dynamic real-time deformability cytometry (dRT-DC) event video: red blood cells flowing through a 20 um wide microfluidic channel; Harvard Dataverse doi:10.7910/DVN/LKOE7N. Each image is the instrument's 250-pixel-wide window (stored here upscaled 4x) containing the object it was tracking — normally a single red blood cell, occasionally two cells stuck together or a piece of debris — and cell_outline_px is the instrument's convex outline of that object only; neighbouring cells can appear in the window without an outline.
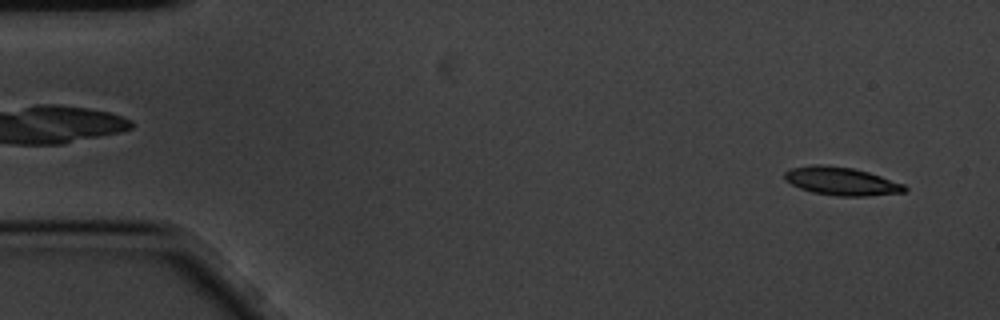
{"species": "common noctule bat (a hibernating species)", "species_latin": "Nyctalus noctula", "temperature_condition": "cold", "stored_images_in_passage": 4, "camera_frame_rate_fps": 3000, "um_per_image_px": 0.085, "animal": {"sex": "male", "body_mass_g": 20.1, "forearm_length_mm": 53.5}, "frame": {"image": 1, "passage_image": 1, "time_ms": 0.0, "image_size_px": [1000, 320], "cell_outline_px": [[908, 188], [904, 192], [868, 196], [836, 196], [812, 192], [800, 188], [784, 180], [784, 172], [792, 168], [812, 164], [820, 164], [852, 168], [868, 172], [904, 184]], "centroid_in_image_um": [71.5, 15.4], "position_along_channel_um": 13.5, "area_um2": 19.65}}
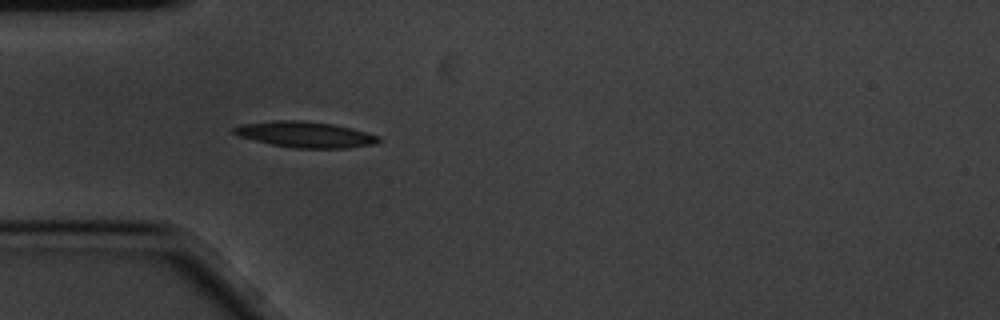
{"frame": {"image": 2, "passage_image": 4, "time_ms": 1.0, "image_size_px": [1000, 320], "cell_outline_px": [[380, 140], [372, 144], [348, 148], [296, 148], [272, 144], [240, 136], [232, 132], [232, 128], [240, 124], [276, 120], [300, 120], [332, 124], [352, 128], [380, 136]], "centroid_in_image_um": [25.94, 11.42], "position_along_channel_um": 59.1, "area_um2": 21.62}}